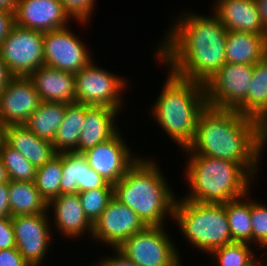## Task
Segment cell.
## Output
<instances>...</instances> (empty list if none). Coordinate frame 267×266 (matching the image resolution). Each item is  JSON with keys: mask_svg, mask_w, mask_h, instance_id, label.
I'll list each match as a JSON object with an SVG mask.
<instances>
[{"mask_svg": "<svg viewBox=\"0 0 267 266\" xmlns=\"http://www.w3.org/2000/svg\"><path fill=\"white\" fill-rule=\"evenodd\" d=\"M182 17L171 27L157 56L177 76L204 84L226 63L228 30L216 15Z\"/></svg>", "mask_w": 267, "mask_h": 266, "instance_id": "cell-1", "label": "cell"}, {"mask_svg": "<svg viewBox=\"0 0 267 266\" xmlns=\"http://www.w3.org/2000/svg\"><path fill=\"white\" fill-rule=\"evenodd\" d=\"M266 141L267 129L258 120L237 110L207 105L199 115L193 142L185 150L190 155L233 161L253 177Z\"/></svg>", "mask_w": 267, "mask_h": 266, "instance_id": "cell-2", "label": "cell"}, {"mask_svg": "<svg viewBox=\"0 0 267 266\" xmlns=\"http://www.w3.org/2000/svg\"><path fill=\"white\" fill-rule=\"evenodd\" d=\"M157 164L139 158L113 184V196L131 208L146 226H162L168 213L173 217L175 196L168 188Z\"/></svg>", "mask_w": 267, "mask_h": 266, "instance_id": "cell-3", "label": "cell"}, {"mask_svg": "<svg viewBox=\"0 0 267 266\" xmlns=\"http://www.w3.org/2000/svg\"><path fill=\"white\" fill-rule=\"evenodd\" d=\"M168 74L152 115L169 137L185 150L193 142L199 115L207 106L205 90L199 82L171 71Z\"/></svg>", "mask_w": 267, "mask_h": 266, "instance_id": "cell-4", "label": "cell"}, {"mask_svg": "<svg viewBox=\"0 0 267 266\" xmlns=\"http://www.w3.org/2000/svg\"><path fill=\"white\" fill-rule=\"evenodd\" d=\"M188 165L186 180L192 191L183 199L196 203L223 204L248 194L252 177L238 163L190 155Z\"/></svg>", "mask_w": 267, "mask_h": 266, "instance_id": "cell-5", "label": "cell"}, {"mask_svg": "<svg viewBox=\"0 0 267 266\" xmlns=\"http://www.w3.org/2000/svg\"><path fill=\"white\" fill-rule=\"evenodd\" d=\"M173 219L194 247L211 253L216 248L232 243L226 215V203H196L176 199Z\"/></svg>", "mask_w": 267, "mask_h": 266, "instance_id": "cell-6", "label": "cell"}, {"mask_svg": "<svg viewBox=\"0 0 267 266\" xmlns=\"http://www.w3.org/2000/svg\"><path fill=\"white\" fill-rule=\"evenodd\" d=\"M252 77L253 65L225 63L203 84L207 105L246 115V97Z\"/></svg>", "mask_w": 267, "mask_h": 266, "instance_id": "cell-7", "label": "cell"}, {"mask_svg": "<svg viewBox=\"0 0 267 266\" xmlns=\"http://www.w3.org/2000/svg\"><path fill=\"white\" fill-rule=\"evenodd\" d=\"M163 226H147L127 238L117 250L138 266H179L175 244Z\"/></svg>", "mask_w": 267, "mask_h": 266, "instance_id": "cell-8", "label": "cell"}, {"mask_svg": "<svg viewBox=\"0 0 267 266\" xmlns=\"http://www.w3.org/2000/svg\"><path fill=\"white\" fill-rule=\"evenodd\" d=\"M44 33L14 24L0 43V56L13 76H29L44 65Z\"/></svg>", "mask_w": 267, "mask_h": 266, "instance_id": "cell-9", "label": "cell"}, {"mask_svg": "<svg viewBox=\"0 0 267 266\" xmlns=\"http://www.w3.org/2000/svg\"><path fill=\"white\" fill-rule=\"evenodd\" d=\"M125 85L121 77L94 66L91 61L75 74V102L119 111L122 104L119 96Z\"/></svg>", "mask_w": 267, "mask_h": 266, "instance_id": "cell-10", "label": "cell"}, {"mask_svg": "<svg viewBox=\"0 0 267 266\" xmlns=\"http://www.w3.org/2000/svg\"><path fill=\"white\" fill-rule=\"evenodd\" d=\"M44 65L76 74L91 62L82 41L63 27L44 33Z\"/></svg>", "mask_w": 267, "mask_h": 266, "instance_id": "cell-11", "label": "cell"}, {"mask_svg": "<svg viewBox=\"0 0 267 266\" xmlns=\"http://www.w3.org/2000/svg\"><path fill=\"white\" fill-rule=\"evenodd\" d=\"M146 227L131 208L113 197L93 224L92 237L117 249L127 238Z\"/></svg>", "mask_w": 267, "mask_h": 266, "instance_id": "cell-12", "label": "cell"}, {"mask_svg": "<svg viewBox=\"0 0 267 266\" xmlns=\"http://www.w3.org/2000/svg\"><path fill=\"white\" fill-rule=\"evenodd\" d=\"M41 99L28 76H13L0 93L1 125H21L37 110Z\"/></svg>", "mask_w": 267, "mask_h": 266, "instance_id": "cell-13", "label": "cell"}, {"mask_svg": "<svg viewBox=\"0 0 267 266\" xmlns=\"http://www.w3.org/2000/svg\"><path fill=\"white\" fill-rule=\"evenodd\" d=\"M46 213L11 217L16 248L31 266H40L47 253L51 233Z\"/></svg>", "mask_w": 267, "mask_h": 266, "instance_id": "cell-14", "label": "cell"}, {"mask_svg": "<svg viewBox=\"0 0 267 266\" xmlns=\"http://www.w3.org/2000/svg\"><path fill=\"white\" fill-rule=\"evenodd\" d=\"M119 132L108 141L83 152L89 166L108 182L120 181L129 168L139 159L132 158L131 151Z\"/></svg>", "mask_w": 267, "mask_h": 266, "instance_id": "cell-15", "label": "cell"}, {"mask_svg": "<svg viewBox=\"0 0 267 266\" xmlns=\"http://www.w3.org/2000/svg\"><path fill=\"white\" fill-rule=\"evenodd\" d=\"M15 24L40 32L66 27L70 15L60 0H17Z\"/></svg>", "mask_w": 267, "mask_h": 266, "instance_id": "cell-16", "label": "cell"}, {"mask_svg": "<svg viewBox=\"0 0 267 266\" xmlns=\"http://www.w3.org/2000/svg\"><path fill=\"white\" fill-rule=\"evenodd\" d=\"M60 195L85 192L98 188H113L103 176L92 169L83 152L64 151Z\"/></svg>", "mask_w": 267, "mask_h": 266, "instance_id": "cell-17", "label": "cell"}, {"mask_svg": "<svg viewBox=\"0 0 267 266\" xmlns=\"http://www.w3.org/2000/svg\"><path fill=\"white\" fill-rule=\"evenodd\" d=\"M46 102H75V74L43 65L28 76Z\"/></svg>", "mask_w": 267, "mask_h": 266, "instance_id": "cell-18", "label": "cell"}, {"mask_svg": "<svg viewBox=\"0 0 267 266\" xmlns=\"http://www.w3.org/2000/svg\"><path fill=\"white\" fill-rule=\"evenodd\" d=\"M214 14L228 31L267 35L254 0H217Z\"/></svg>", "mask_w": 267, "mask_h": 266, "instance_id": "cell-19", "label": "cell"}, {"mask_svg": "<svg viewBox=\"0 0 267 266\" xmlns=\"http://www.w3.org/2000/svg\"><path fill=\"white\" fill-rule=\"evenodd\" d=\"M3 141L36 168L57 154L52 142L36 136L23 124L4 126Z\"/></svg>", "mask_w": 267, "mask_h": 266, "instance_id": "cell-20", "label": "cell"}, {"mask_svg": "<svg viewBox=\"0 0 267 266\" xmlns=\"http://www.w3.org/2000/svg\"><path fill=\"white\" fill-rule=\"evenodd\" d=\"M117 109L103 106L85 105V119L74 151L85 152L114 137L118 131L115 125Z\"/></svg>", "mask_w": 267, "mask_h": 266, "instance_id": "cell-21", "label": "cell"}, {"mask_svg": "<svg viewBox=\"0 0 267 266\" xmlns=\"http://www.w3.org/2000/svg\"><path fill=\"white\" fill-rule=\"evenodd\" d=\"M52 206L56 227L61 233L73 238L82 236L88 229L92 234L93 224L84 213L78 193L61 194L48 202V208Z\"/></svg>", "mask_w": 267, "mask_h": 266, "instance_id": "cell-22", "label": "cell"}, {"mask_svg": "<svg viewBox=\"0 0 267 266\" xmlns=\"http://www.w3.org/2000/svg\"><path fill=\"white\" fill-rule=\"evenodd\" d=\"M267 55V35L228 31L226 63L254 65Z\"/></svg>", "mask_w": 267, "mask_h": 266, "instance_id": "cell-23", "label": "cell"}, {"mask_svg": "<svg viewBox=\"0 0 267 266\" xmlns=\"http://www.w3.org/2000/svg\"><path fill=\"white\" fill-rule=\"evenodd\" d=\"M11 217L47 212L48 202L36 188L34 181H8Z\"/></svg>", "mask_w": 267, "mask_h": 266, "instance_id": "cell-24", "label": "cell"}, {"mask_svg": "<svg viewBox=\"0 0 267 266\" xmlns=\"http://www.w3.org/2000/svg\"><path fill=\"white\" fill-rule=\"evenodd\" d=\"M246 116L267 129V55L253 65V77L246 97Z\"/></svg>", "mask_w": 267, "mask_h": 266, "instance_id": "cell-25", "label": "cell"}, {"mask_svg": "<svg viewBox=\"0 0 267 266\" xmlns=\"http://www.w3.org/2000/svg\"><path fill=\"white\" fill-rule=\"evenodd\" d=\"M66 112V103L41 101L37 110L23 124L36 136L53 142Z\"/></svg>", "mask_w": 267, "mask_h": 266, "instance_id": "cell-26", "label": "cell"}, {"mask_svg": "<svg viewBox=\"0 0 267 266\" xmlns=\"http://www.w3.org/2000/svg\"><path fill=\"white\" fill-rule=\"evenodd\" d=\"M85 119V104H66V112L52 142L57 153L74 151L78 146L79 136Z\"/></svg>", "mask_w": 267, "mask_h": 266, "instance_id": "cell-27", "label": "cell"}, {"mask_svg": "<svg viewBox=\"0 0 267 266\" xmlns=\"http://www.w3.org/2000/svg\"><path fill=\"white\" fill-rule=\"evenodd\" d=\"M241 196L226 202V215L233 242H252L251 201ZM244 199V200H243ZM246 201V202H244Z\"/></svg>", "mask_w": 267, "mask_h": 266, "instance_id": "cell-28", "label": "cell"}, {"mask_svg": "<svg viewBox=\"0 0 267 266\" xmlns=\"http://www.w3.org/2000/svg\"><path fill=\"white\" fill-rule=\"evenodd\" d=\"M62 154L57 153L43 166L36 169L34 183L40 194L49 202L60 195Z\"/></svg>", "mask_w": 267, "mask_h": 266, "instance_id": "cell-29", "label": "cell"}, {"mask_svg": "<svg viewBox=\"0 0 267 266\" xmlns=\"http://www.w3.org/2000/svg\"><path fill=\"white\" fill-rule=\"evenodd\" d=\"M0 157L6 167L9 180L34 181L37 168L4 141L0 144Z\"/></svg>", "mask_w": 267, "mask_h": 266, "instance_id": "cell-30", "label": "cell"}, {"mask_svg": "<svg viewBox=\"0 0 267 266\" xmlns=\"http://www.w3.org/2000/svg\"><path fill=\"white\" fill-rule=\"evenodd\" d=\"M210 254L218 260L220 266H253L257 262L248 243L243 242L226 244Z\"/></svg>", "mask_w": 267, "mask_h": 266, "instance_id": "cell-31", "label": "cell"}, {"mask_svg": "<svg viewBox=\"0 0 267 266\" xmlns=\"http://www.w3.org/2000/svg\"><path fill=\"white\" fill-rule=\"evenodd\" d=\"M78 196L84 213L92 224L100 217L109 201L114 197L113 188H98L79 192Z\"/></svg>", "mask_w": 267, "mask_h": 266, "instance_id": "cell-32", "label": "cell"}, {"mask_svg": "<svg viewBox=\"0 0 267 266\" xmlns=\"http://www.w3.org/2000/svg\"><path fill=\"white\" fill-rule=\"evenodd\" d=\"M252 241L264 247L267 243V206L251 201Z\"/></svg>", "mask_w": 267, "mask_h": 266, "instance_id": "cell-33", "label": "cell"}, {"mask_svg": "<svg viewBox=\"0 0 267 266\" xmlns=\"http://www.w3.org/2000/svg\"><path fill=\"white\" fill-rule=\"evenodd\" d=\"M66 12L77 21L87 22L92 13L95 0H60Z\"/></svg>", "mask_w": 267, "mask_h": 266, "instance_id": "cell-34", "label": "cell"}, {"mask_svg": "<svg viewBox=\"0 0 267 266\" xmlns=\"http://www.w3.org/2000/svg\"><path fill=\"white\" fill-rule=\"evenodd\" d=\"M16 247L11 217H0V250Z\"/></svg>", "mask_w": 267, "mask_h": 266, "instance_id": "cell-35", "label": "cell"}, {"mask_svg": "<svg viewBox=\"0 0 267 266\" xmlns=\"http://www.w3.org/2000/svg\"><path fill=\"white\" fill-rule=\"evenodd\" d=\"M0 266H31L17 248L0 250Z\"/></svg>", "mask_w": 267, "mask_h": 266, "instance_id": "cell-36", "label": "cell"}, {"mask_svg": "<svg viewBox=\"0 0 267 266\" xmlns=\"http://www.w3.org/2000/svg\"><path fill=\"white\" fill-rule=\"evenodd\" d=\"M14 24V12L0 9V43L7 37Z\"/></svg>", "mask_w": 267, "mask_h": 266, "instance_id": "cell-37", "label": "cell"}, {"mask_svg": "<svg viewBox=\"0 0 267 266\" xmlns=\"http://www.w3.org/2000/svg\"><path fill=\"white\" fill-rule=\"evenodd\" d=\"M8 182L0 184V217H11Z\"/></svg>", "mask_w": 267, "mask_h": 266, "instance_id": "cell-38", "label": "cell"}, {"mask_svg": "<svg viewBox=\"0 0 267 266\" xmlns=\"http://www.w3.org/2000/svg\"><path fill=\"white\" fill-rule=\"evenodd\" d=\"M116 255L112 258H107L102 261L100 266H138L133 261L126 258L121 252H119L117 249Z\"/></svg>", "mask_w": 267, "mask_h": 266, "instance_id": "cell-39", "label": "cell"}, {"mask_svg": "<svg viewBox=\"0 0 267 266\" xmlns=\"http://www.w3.org/2000/svg\"><path fill=\"white\" fill-rule=\"evenodd\" d=\"M13 75L9 72L6 63L0 56V93L5 89Z\"/></svg>", "mask_w": 267, "mask_h": 266, "instance_id": "cell-40", "label": "cell"}, {"mask_svg": "<svg viewBox=\"0 0 267 266\" xmlns=\"http://www.w3.org/2000/svg\"><path fill=\"white\" fill-rule=\"evenodd\" d=\"M257 11L260 15L262 26L264 31L267 33V0H254Z\"/></svg>", "mask_w": 267, "mask_h": 266, "instance_id": "cell-41", "label": "cell"}, {"mask_svg": "<svg viewBox=\"0 0 267 266\" xmlns=\"http://www.w3.org/2000/svg\"><path fill=\"white\" fill-rule=\"evenodd\" d=\"M17 0H0V9L15 11Z\"/></svg>", "mask_w": 267, "mask_h": 266, "instance_id": "cell-42", "label": "cell"}, {"mask_svg": "<svg viewBox=\"0 0 267 266\" xmlns=\"http://www.w3.org/2000/svg\"><path fill=\"white\" fill-rule=\"evenodd\" d=\"M8 181L9 177L7 174V170L0 157V184L7 183Z\"/></svg>", "mask_w": 267, "mask_h": 266, "instance_id": "cell-43", "label": "cell"}, {"mask_svg": "<svg viewBox=\"0 0 267 266\" xmlns=\"http://www.w3.org/2000/svg\"><path fill=\"white\" fill-rule=\"evenodd\" d=\"M3 141V126L0 123V144Z\"/></svg>", "mask_w": 267, "mask_h": 266, "instance_id": "cell-44", "label": "cell"}, {"mask_svg": "<svg viewBox=\"0 0 267 266\" xmlns=\"http://www.w3.org/2000/svg\"><path fill=\"white\" fill-rule=\"evenodd\" d=\"M253 266H261V263L257 260V262Z\"/></svg>", "mask_w": 267, "mask_h": 266, "instance_id": "cell-45", "label": "cell"}]
</instances>
